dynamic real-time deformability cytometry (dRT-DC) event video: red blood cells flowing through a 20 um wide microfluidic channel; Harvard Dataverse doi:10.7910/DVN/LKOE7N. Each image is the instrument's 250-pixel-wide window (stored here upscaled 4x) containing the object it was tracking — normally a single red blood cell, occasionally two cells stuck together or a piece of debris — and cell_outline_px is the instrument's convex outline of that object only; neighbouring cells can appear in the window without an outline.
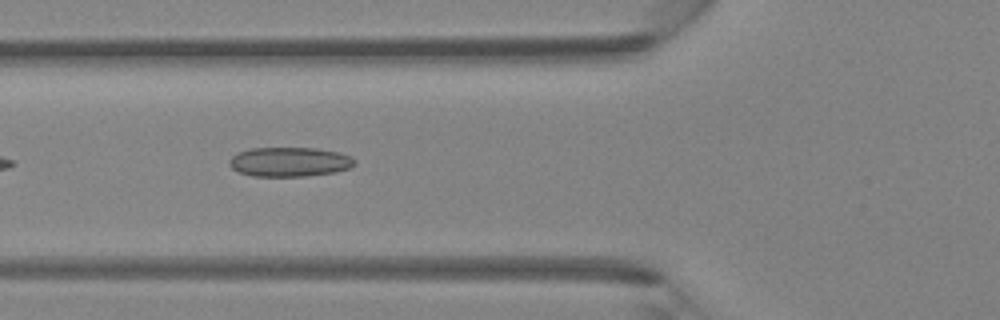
{"species": "Egyptian fruit bat (a non-hibernating species)", "species_latin": "Rousettus aegyptiacus", "temperature_condition": "room temperature", "stored_images_in_passage": 11, "camera_frame_rate_fps": 3000, "um_per_image_px": 0.085, "animal": {"sex": "female"}, "frame": {"image": 1, "passage_image": 5, "time_ms": 1.333, "image_size_px": [1000, 320], "cell_outline_px": [[356, 164], [348, 168], [336, 172], [308, 176], [252, 176], [240, 172], [232, 168], [228, 164], [228, 160], [236, 152], [252, 148], [316, 148], [340, 152], [352, 156], [356, 160]], "centroid_in_image_um": [24.62, 13.75], "position_along_channel_um": 101.2, "area_um2": 21.73}}
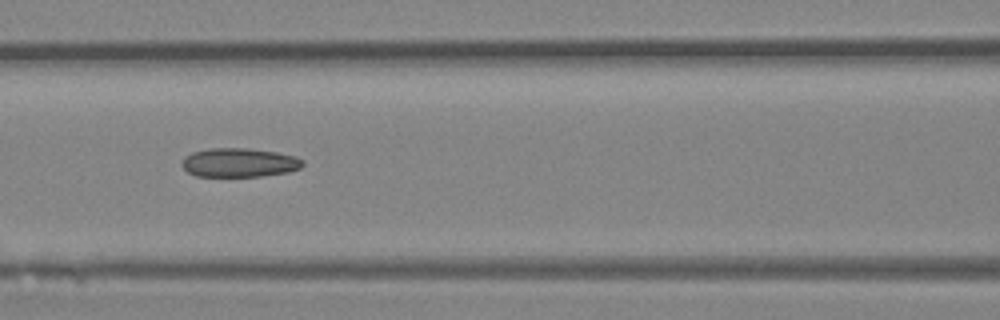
{"frame": {"image": 2, "passage_image": 8, "time_ms": 2.333, "image_size_px": [1000, 320], "cell_outline_px": [[304, 164], [300, 168], [288, 172], [260, 176], [196, 176], [188, 172], [180, 164], [184, 156], [192, 152], [208, 148], [248, 148], [276, 152], [296, 156], [304, 160]], "centroid_in_image_um": [20.32, 13.81], "position_along_channel_um": 146.3, "area_um2": 20.52}}